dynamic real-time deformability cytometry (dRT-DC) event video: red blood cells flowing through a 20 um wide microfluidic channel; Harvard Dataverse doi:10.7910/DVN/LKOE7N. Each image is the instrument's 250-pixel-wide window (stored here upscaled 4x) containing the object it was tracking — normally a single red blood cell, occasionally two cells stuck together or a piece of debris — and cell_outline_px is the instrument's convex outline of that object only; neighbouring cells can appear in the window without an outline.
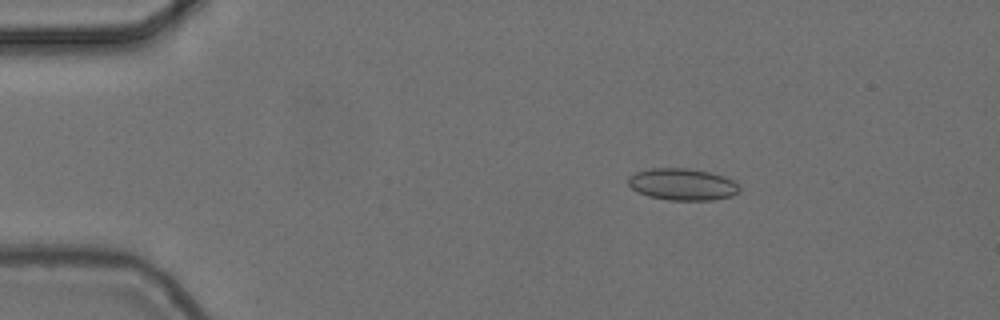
{"species": "common noctule bat (a hibernating species)", "species_latin": "Nyctalus noctula", "temperature_condition": "cold", "stored_images_in_passage": 50, "camera_frame_rate_fps": 3000, "um_per_image_px": 0.085, "animal": {"sex": "female", "body_mass_g": 24.6, "forearm_length_mm": 56.2}, "frame": {"image": 1, "passage_image": 4, "time_ms": 1.0, "image_size_px": [1000, 320], "cell_outline_px": [[740, 192], [732, 196], [712, 200], [668, 200], [648, 196], [632, 188], [628, 184], [628, 176], [636, 172], [652, 168], [688, 168], [708, 172], [724, 176], [736, 180], [740, 188]], "centroid_in_image_um": [58.05, 15.67], "position_along_channel_um": 27.0, "area_um2": 20.75}}
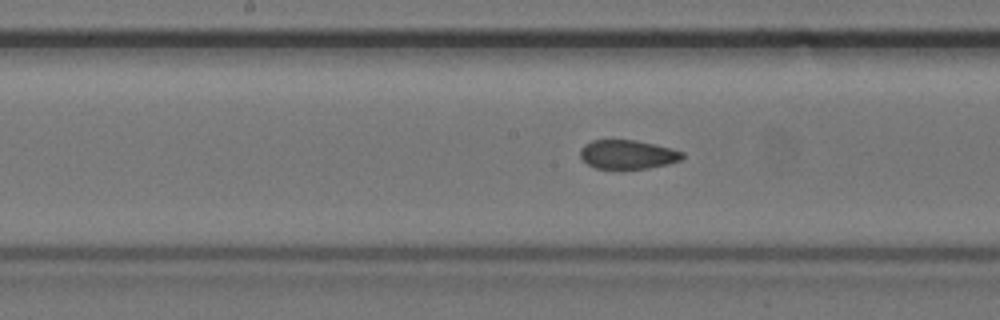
{"frame": {"image": 2, "passage_image": 23, "time_ms": 7.333, "image_size_px": [1000, 320], "cell_outline_px": [[684, 156], [680, 160], [668, 164], [648, 168], [596, 168], [588, 164], [580, 156], [580, 148], [584, 144], [592, 140], [636, 140], [656, 144], [672, 148], [684, 152]], "centroid_in_image_um": [53.36, 13.11], "position_along_channel_um": 194.8, "area_um2": 17.22}}
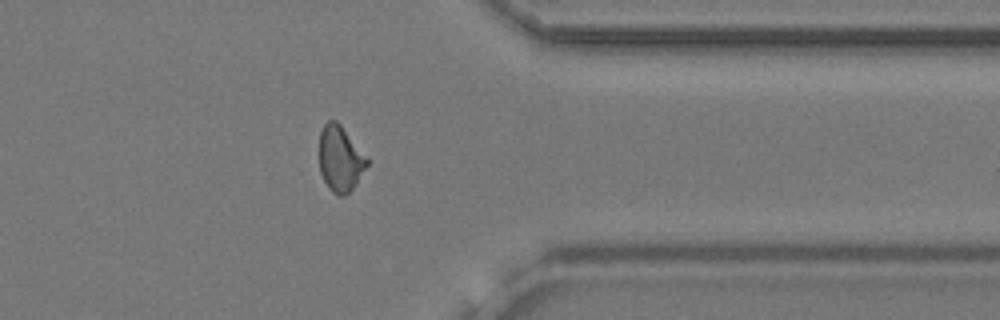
{"frame": {"image": 3, "passage_image": 39, "time_ms": 12.667, "image_size_px": [1000, 320], "cell_outline_px": [[368, 164], [356, 184], [344, 196], [340, 196], [332, 192], [328, 188], [320, 172], [320, 132], [324, 124], [328, 120], [336, 120], [340, 124], [368, 156]], "centroid_in_image_um": [28.93, 13.48], "position_along_channel_um": 382.5, "area_um2": 18.32}, "authors_computed_cell_mechanics": {"area_um2": 18.0625, "velocity_mm_per_s": 3.7007, "shape_relaxation_time_tau1_ms": null, "shape_relaxation_time_tau2_ms": 1.8292, "deformation_change_tau1": null, "deformation_change_tau2": 0.0589}}